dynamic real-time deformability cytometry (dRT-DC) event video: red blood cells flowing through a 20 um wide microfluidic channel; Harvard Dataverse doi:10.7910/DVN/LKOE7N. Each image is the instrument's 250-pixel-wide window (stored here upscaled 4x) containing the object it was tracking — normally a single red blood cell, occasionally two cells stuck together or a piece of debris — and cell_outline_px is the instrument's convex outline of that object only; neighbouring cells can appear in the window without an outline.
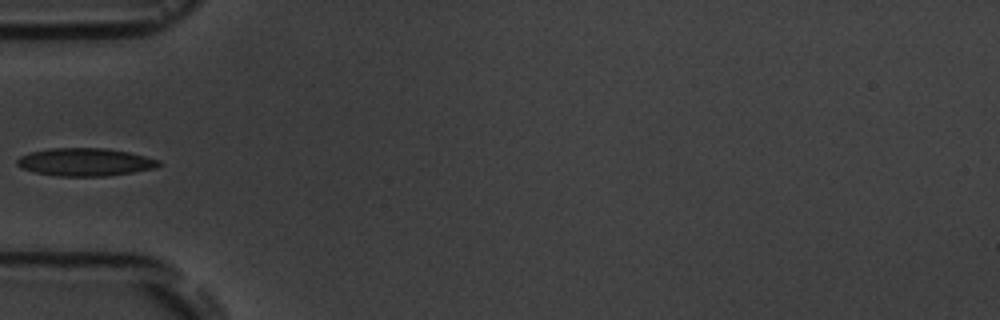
{"species": "common noctule bat (a hibernating species)", "species_latin": "Nyctalus noctula", "temperature_condition": "room temperature", "stored_images_in_passage": 5, "camera_frame_rate_fps": 3000, "um_per_image_px": 0.085, "animal": {"sex": "male", "body_mass_g": 19.5, "forearm_length_mm": 54.6}, "frame": {"image": 1, "passage_image": 4, "time_ms": 4.333, "image_size_px": [1000, 320], "cell_outline_px": [[164, 164], [156, 168], [108, 176], [56, 176], [36, 172], [20, 168], [16, 164], [16, 160], [20, 156], [32, 152], [52, 148], [108, 148], [128, 152], [160, 160]], "centroid_in_image_um": [7.26, 13.78], "position_along_channel_um": 77.7, "area_um2": 23.06}}
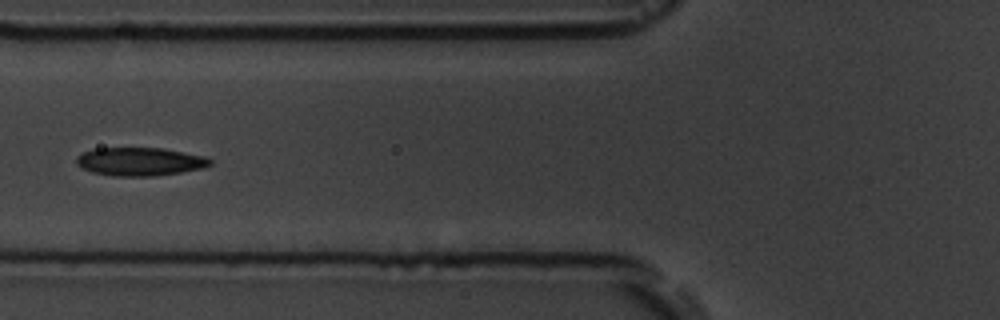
{"frame": {"image": 2, "passage_image": 5, "time_ms": 5.333, "image_size_px": [1000, 320], "cell_outline_px": [[212, 164], [204, 168], [180, 172], [152, 176], [112, 176], [92, 172], [80, 168], [76, 164], [76, 156], [84, 152], [96, 148], [164, 148], [204, 156], [212, 160]], "centroid_in_image_um": [11.87, 13.73], "position_along_channel_um": 113.9, "area_um2": 22.14}}